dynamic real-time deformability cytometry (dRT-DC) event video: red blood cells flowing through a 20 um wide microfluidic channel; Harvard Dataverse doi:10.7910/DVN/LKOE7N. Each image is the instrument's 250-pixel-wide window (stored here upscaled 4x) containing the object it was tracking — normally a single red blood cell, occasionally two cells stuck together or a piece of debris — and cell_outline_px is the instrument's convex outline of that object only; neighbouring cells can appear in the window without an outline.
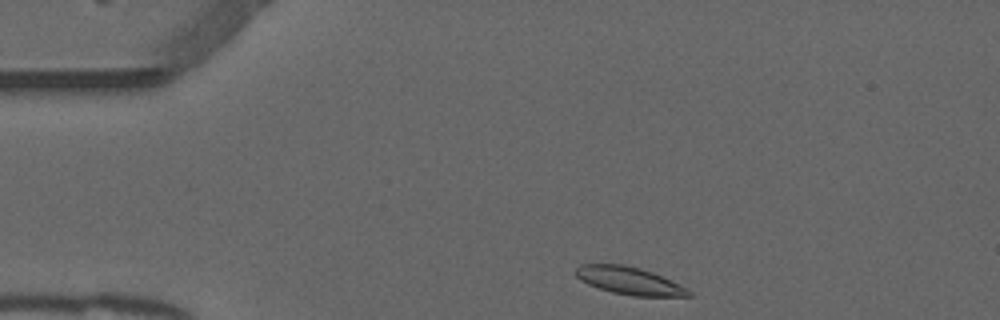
{"species": "common noctule bat (a hibernating species)", "species_latin": "Nyctalus noctula", "temperature_condition": "warm", "stored_images_in_passage": 44, "camera_frame_rate_fps": 3000, "um_per_image_px": 0.085, "animal": {"sex": "male", "forearm_length_mm": 52.5}, "frame": {"image": 1, "passage_image": 1, "time_ms": 0.0, "image_size_px": [1000, 320], "cell_outline_px": [[692, 296], [632, 296], [612, 292], [588, 284], [580, 280], [576, 276], [576, 268], [580, 264], [620, 264], [640, 268], [652, 272], [688, 288], [692, 292]], "centroid_in_image_um": [53.5, 23.86], "position_along_channel_um": 31.5, "area_um2": 18.03}}
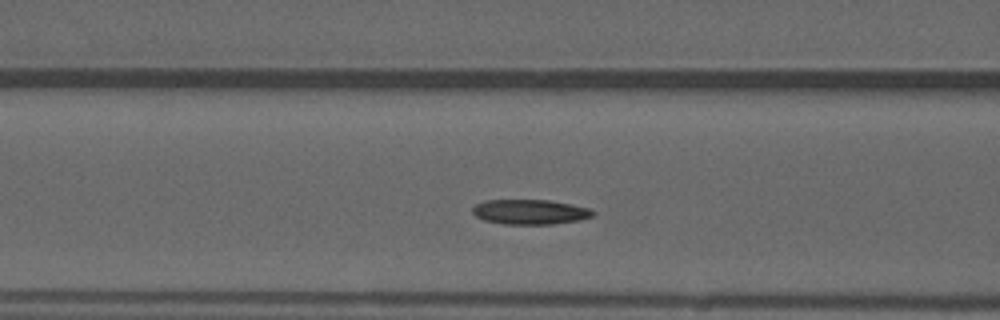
{"frame": {"image": 2, "passage_image": 12, "time_ms": 3.667, "image_size_px": [1000, 320], "cell_outline_px": [[596, 212], [592, 216], [580, 220], [552, 224], [504, 224], [484, 220], [476, 216], [472, 212], [472, 208], [476, 204], [484, 200], [548, 200], [572, 204], [592, 208]], "centroid_in_image_um": [45.08, 18.01], "position_along_channel_um": 121.5, "area_um2": 17.57}}
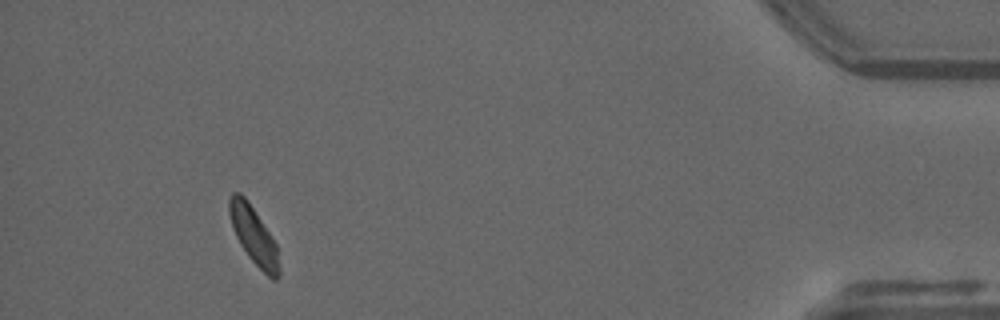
{"frame": {"image": 3, "passage_image": 40, "time_ms": 13.0, "image_size_px": [1000, 320], "cell_outline_px": [[280, 276], [276, 280], [272, 280], [248, 256], [240, 244], [236, 236], [228, 212], [228, 200], [232, 192], [240, 192], [248, 200], [276, 244], [280, 268]], "centroid_in_image_um": [21.56, 20.01], "position_along_channel_um": 413.6, "area_um2": 16.53}, "authors_computed_cell_mechanics": {"area_um2": 17.3689, "velocity_mm_per_s": 3.8559, "shape_relaxation_time_tau1_ms": 10.0772, "shape_relaxation_time_tau2_ms": 2.3432, "deformation_change_tau1": 0.2157, "deformation_change_tau2": 0.0688}}